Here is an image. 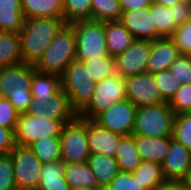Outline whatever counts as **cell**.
<instances>
[{
	"label": "cell",
	"instance_id": "9c48e42d",
	"mask_svg": "<svg viewBox=\"0 0 191 190\" xmlns=\"http://www.w3.org/2000/svg\"><path fill=\"white\" fill-rule=\"evenodd\" d=\"M17 190H37L42 163L28 146L16 144L10 152Z\"/></svg>",
	"mask_w": 191,
	"mask_h": 190
},
{
	"label": "cell",
	"instance_id": "8d00e7d4",
	"mask_svg": "<svg viewBox=\"0 0 191 190\" xmlns=\"http://www.w3.org/2000/svg\"><path fill=\"white\" fill-rule=\"evenodd\" d=\"M174 114L191 112V83L182 84L172 98L167 102Z\"/></svg>",
	"mask_w": 191,
	"mask_h": 190
},
{
	"label": "cell",
	"instance_id": "ffe728a7",
	"mask_svg": "<svg viewBox=\"0 0 191 190\" xmlns=\"http://www.w3.org/2000/svg\"><path fill=\"white\" fill-rule=\"evenodd\" d=\"M107 51L116 57L125 52L134 41L130 31L119 21L105 22Z\"/></svg>",
	"mask_w": 191,
	"mask_h": 190
},
{
	"label": "cell",
	"instance_id": "ab89813d",
	"mask_svg": "<svg viewBox=\"0 0 191 190\" xmlns=\"http://www.w3.org/2000/svg\"><path fill=\"white\" fill-rule=\"evenodd\" d=\"M169 70L181 85L191 83V67L188 55L180 54V56L171 64Z\"/></svg>",
	"mask_w": 191,
	"mask_h": 190
},
{
	"label": "cell",
	"instance_id": "cb8c5ba5",
	"mask_svg": "<svg viewBox=\"0 0 191 190\" xmlns=\"http://www.w3.org/2000/svg\"><path fill=\"white\" fill-rule=\"evenodd\" d=\"M64 169L62 160L42 164L37 190H70L64 177Z\"/></svg>",
	"mask_w": 191,
	"mask_h": 190
},
{
	"label": "cell",
	"instance_id": "7bdbcfd3",
	"mask_svg": "<svg viewBox=\"0 0 191 190\" xmlns=\"http://www.w3.org/2000/svg\"><path fill=\"white\" fill-rule=\"evenodd\" d=\"M6 97L20 114L25 113L33 101L31 89L13 90L12 88Z\"/></svg>",
	"mask_w": 191,
	"mask_h": 190
},
{
	"label": "cell",
	"instance_id": "ba28073f",
	"mask_svg": "<svg viewBox=\"0 0 191 190\" xmlns=\"http://www.w3.org/2000/svg\"><path fill=\"white\" fill-rule=\"evenodd\" d=\"M64 124L61 120L21 113L14 131L15 142L18 145L29 146L44 137L60 136Z\"/></svg>",
	"mask_w": 191,
	"mask_h": 190
},
{
	"label": "cell",
	"instance_id": "74e56055",
	"mask_svg": "<svg viewBox=\"0 0 191 190\" xmlns=\"http://www.w3.org/2000/svg\"><path fill=\"white\" fill-rule=\"evenodd\" d=\"M0 190H17L10 154H0Z\"/></svg>",
	"mask_w": 191,
	"mask_h": 190
},
{
	"label": "cell",
	"instance_id": "484cf974",
	"mask_svg": "<svg viewBox=\"0 0 191 190\" xmlns=\"http://www.w3.org/2000/svg\"><path fill=\"white\" fill-rule=\"evenodd\" d=\"M23 63L19 33L0 31V69Z\"/></svg>",
	"mask_w": 191,
	"mask_h": 190
},
{
	"label": "cell",
	"instance_id": "d6986e66",
	"mask_svg": "<svg viewBox=\"0 0 191 190\" xmlns=\"http://www.w3.org/2000/svg\"><path fill=\"white\" fill-rule=\"evenodd\" d=\"M172 136L148 137L135 135V143L142 161L162 163L171 145Z\"/></svg>",
	"mask_w": 191,
	"mask_h": 190
},
{
	"label": "cell",
	"instance_id": "f35d334b",
	"mask_svg": "<svg viewBox=\"0 0 191 190\" xmlns=\"http://www.w3.org/2000/svg\"><path fill=\"white\" fill-rule=\"evenodd\" d=\"M171 39L174 41L181 54H191V20L177 27Z\"/></svg>",
	"mask_w": 191,
	"mask_h": 190
},
{
	"label": "cell",
	"instance_id": "836d02e7",
	"mask_svg": "<svg viewBox=\"0 0 191 190\" xmlns=\"http://www.w3.org/2000/svg\"><path fill=\"white\" fill-rule=\"evenodd\" d=\"M88 66V73L95 83L112 76L116 73L115 57L107 55L100 58H93L83 61Z\"/></svg>",
	"mask_w": 191,
	"mask_h": 190
},
{
	"label": "cell",
	"instance_id": "d4e9b609",
	"mask_svg": "<svg viewBox=\"0 0 191 190\" xmlns=\"http://www.w3.org/2000/svg\"><path fill=\"white\" fill-rule=\"evenodd\" d=\"M114 157L118 163L120 172L132 173L135 171L142 162L136 147L135 135L123 136L120 139Z\"/></svg>",
	"mask_w": 191,
	"mask_h": 190
},
{
	"label": "cell",
	"instance_id": "8fae6325",
	"mask_svg": "<svg viewBox=\"0 0 191 190\" xmlns=\"http://www.w3.org/2000/svg\"><path fill=\"white\" fill-rule=\"evenodd\" d=\"M126 99L137 108L156 106L166 101L162 98L160 89L153 74L144 73L125 78Z\"/></svg>",
	"mask_w": 191,
	"mask_h": 190
},
{
	"label": "cell",
	"instance_id": "e575fe53",
	"mask_svg": "<svg viewBox=\"0 0 191 190\" xmlns=\"http://www.w3.org/2000/svg\"><path fill=\"white\" fill-rule=\"evenodd\" d=\"M172 138L191 152V112L175 115Z\"/></svg>",
	"mask_w": 191,
	"mask_h": 190
},
{
	"label": "cell",
	"instance_id": "bcb514c9",
	"mask_svg": "<svg viewBox=\"0 0 191 190\" xmlns=\"http://www.w3.org/2000/svg\"><path fill=\"white\" fill-rule=\"evenodd\" d=\"M120 8L122 12L137 10L141 8H148L151 0H119Z\"/></svg>",
	"mask_w": 191,
	"mask_h": 190
},
{
	"label": "cell",
	"instance_id": "f6af8a7d",
	"mask_svg": "<svg viewBox=\"0 0 191 190\" xmlns=\"http://www.w3.org/2000/svg\"><path fill=\"white\" fill-rule=\"evenodd\" d=\"M15 145L14 130L0 126V154H10Z\"/></svg>",
	"mask_w": 191,
	"mask_h": 190
},
{
	"label": "cell",
	"instance_id": "816d5d0a",
	"mask_svg": "<svg viewBox=\"0 0 191 190\" xmlns=\"http://www.w3.org/2000/svg\"><path fill=\"white\" fill-rule=\"evenodd\" d=\"M188 56H189L190 67H191V54H189Z\"/></svg>",
	"mask_w": 191,
	"mask_h": 190
},
{
	"label": "cell",
	"instance_id": "2e32d148",
	"mask_svg": "<svg viewBox=\"0 0 191 190\" xmlns=\"http://www.w3.org/2000/svg\"><path fill=\"white\" fill-rule=\"evenodd\" d=\"M123 136L100 127L93 120H87V138L90 154L114 157Z\"/></svg>",
	"mask_w": 191,
	"mask_h": 190
},
{
	"label": "cell",
	"instance_id": "f546056e",
	"mask_svg": "<svg viewBox=\"0 0 191 190\" xmlns=\"http://www.w3.org/2000/svg\"><path fill=\"white\" fill-rule=\"evenodd\" d=\"M149 9L157 32V39L171 38L175 31L173 8L152 2Z\"/></svg>",
	"mask_w": 191,
	"mask_h": 190
},
{
	"label": "cell",
	"instance_id": "681fc988",
	"mask_svg": "<svg viewBox=\"0 0 191 190\" xmlns=\"http://www.w3.org/2000/svg\"><path fill=\"white\" fill-rule=\"evenodd\" d=\"M155 4L164 5L166 7H171L182 0H151Z\"/></svg>",
	"mask_w": 191,
	"mask_h": 190
},
{
	"label": "cell",
	"instance_id": "60d3db41",
	"mask_svg": "<svg viewBox=\"0 0 191 190\" xmlns=\"http://www.w3.org/2000/svg\"><path fill=\"white\" fill-rule=\"evenodd\" d=\"M19 115L7 97H0V126L15 131Z\"/></svg>",
	"mask_w": 191,
	"mask_h": 190
},
{
	"label": "cell",
	"instance_id": "4fadbf2b",
	"mask_svg": "<svg viewBox=\"0 0 191 190\" xmlns=\"http://www.w3.org/2000/svg\"><path fill=\"white\" fill-rule=\"evenodd\" d=\"M151 41L134 40L130 47L115 57V70L123 78L144 74L147 70Z\"/></svg>",
	"mask_w": 191,
	"mask_h": 190
},
{
	"label": "cell",
	"instance_id": "1f68e13d",
	"mask_svg": "<svg viewBox=\"0 0 191 190\" xmlns=\"http://www.w3.org/2000/svg\"><path fill=\"white\" fill-rule=\"evenodd\" d=\"M121 14L119 0H91V20L119 21Z\"/></svg>",
	"mask_w": 191,
	"mask_h": 190
},
{
	"label": "cell",
	"instance_id": "d6a6232c",
	"mask_svg": "<svg viewBox=\"0 0 191 190\" xmlns=\"http://www.w3.org/2000/svg\"><path fill=\"white\" fill-rule=\"evenodd\" d=\"M63 19L66 24L91 20V0H63Z\"/></svg>",
	"mask_w": 191,
	"mask_h": 190
},
{
	"label": "cell",
	"instance_id": "ac0fdd59",
	"mask_svg": "<svg viewBox=\"0 0 191 190\" xmlns=\"http://www.w3.org/2000/svg\"><path fill=\"white\" fill-rule=\"evenodd\" d=\"M180 54V50L171 38H159L151 41L146 73L154 74L169 69Z\"/></svg>",
	"mask_w": 191,
	"mask_h": 190
},
{
	"label": "cell",
	"instance_id": "d590c367",
	"mask_svg": "<svg viewBox=\"0 0 191 190\" xmlns=\"http://www.w3.org/2000/svg\"><path fill=\"white\" fill-rule=\"evenodd\" d=\"M153 77L160 89L162 98L168 102L179 89L180 82L176 80L169 69L154 73Z\"/></svg>",
	"mask_w": 191,
	"mask_h": 190
},
{
	"label": "cell",
	"instance_id": "7a4b0ae2",
	"mask_svg": "<svg viewBox=\"0 0 191 190\" xmlns=\"http://www.w3.org/2000/svg\"><path fill=\"white\" fill-rule=\"evenodd\" d=\"M73 60H76V38L73 27L70 24H65L34 64V67L41 73L55 74L61 77Z\"/></svg>",
	"mask_w": 191,
	"mask_h": 190
},
{
	"label": "cell",
	"instance_id": "7c38bea8",
	"mask_svg": "<svg viewBox=\"0 0 191 190\" xmlns=\"http://www.w3.org/2000/svg\"><path fill=\"white\" fill-rule=\"evenodd\" d=\"M25 113L41 118L61 120L64 123H69L77 116L62 88L49 98L33 99Z\"/></svg>",
	"mask_w": 191,
	"mask_h": 190
},
{
	"label": "cell",
	"instance_id": "5bb4252c",
	"mask_svg": "<svg viewBox=\"0 0 191 190\" xmlns=\"http://www.w3.org/2000/svg\"><path fill=\"white\" fill-rule=\"evenodd\" d=\"M161 166L167 182H180L191 166V152L181 143L172 139L169 152Z\"/></svg>",
	"mask_w": 191,
	"mask_h": 190
},
{
	"label": "cell",
	"instance_id": "b9f144b4",
	"mask_svg": "<svg viewBox=\"0 0 191 190\" xmlns=\"http://www.w3.org/2000/svg\"><path fill=\"white\" fill-rule=\"evenodd\" d=\"M103 190H146L133 177L132 173L119 172Z\"/></svg>",
	"mask_w": 191,
	"mask_h": 190
},
{
	"label": "cell",
	"instance_id": "f907efd6",
	"mask_svg": "<svg viewBox=\"0 0 191 190\" xmlns=\"http://www.w3.org/2000/svg\"><path fill=\"white\" fill-rule=\"evenodd\" d=\"M70 190H103L102 188L72 187Z\"/></svg>",
	"mask_w": 191,
	"mask_h": 190
},
{
	"label": "cell",
	"instance_id": "277c9868",
	"mask_svg": "<svg viewBox=\"0 0 191 190\" xmlns=\"http://www.w3.org/2000/svg\"><path fill=\"white\" fill-rule=\"evenodd\" d=\"M76 38V60L86 61L109 55L107 51L105 22L80 20L70 24Z\"/></svg>",
	"mask_w": 191,
	"mask_h": 190
},
{
	"label": "cell",
	"instance_id": "7402d4cb",
	"mask_svg": "<svg viewBox=\"0 0 191 190\" xmlns=\"http://www.w3.org/2000/svg\"><path fill=\"white\" fill-rule=\"evenodd\" d=\"M25 19L63 18V0H21Z\"/></svg>",
	"mask_w": 191,
	"mask_h": 190
},
{
	"label": "cell",
	"instance_id": "ee69618b",
	"mask_svg": "<svg viewBox=\"0 0 191 190\" xmlns=\"http://www.w3.org/2000/svg\"><path fill=\"white\" fill-rule=\"evenodd\" d=\"M171 7L173 8L175 30L186 21L191 20V0H182Z\"/></svg>",
	"mask_w": 191,
	"mask_h": 190
},
{
	"label": "cell",
	"instance_id": "30bf717a",
	"mask_svg": "<svg viewBox=\"0 0 191 190\" xmlns=\"http://www.w3.org/2000/svg\"><path fill=\"white\" fill-rule=\"evenodd\" d=\"M137 107L125 99L100 113L93 121L122 136L133 135Z\"/></svg>",
	"mask_w": 191,
	"mask_h": 190
},
{
	"label": "cell",
	"instance_id": "7dc6e473",
	"mask_svg": "<svg viewBox=\"0 0 191 190\" xmlns=\"http://www.w3.org/2000/svg\"><path fill=\"white\" fill-rule=\"evenodd\" d=\"M155 190H183L180 182H166L163 185H160Z\"/></svg>",
	"mask_w": 191,
	"mask_h": 190
},
{
	"label": "cell",
	"instance_id": "44dd1931",
	"mask_svg": "<svg viewBox=\"0 0 191 190\" xmlns=\"http://www.w3.org/2000/svg\"><path fill=\"white\" fill-rule=\"evenodd\" d=\"M24 22L21 0H0V31L19 33Z\"/></svg>",
	"mask_w": 191,
	"mask_h": 190
},
{
	"label": "cell",
	"instance_id": "8992f818",
	"mask_svg": "<svg viewBox=\"0 0 191 190\" xmlns=\"http://www.w3.org/2000/svg\"><path fill=\"white\" fill-rule=\"evenodd\" d=\"M125 99V78L115 73L96 83L89 104L77 116L87 120H94L100 113Z\"/></svg>",
	"mask_w": 191,
	"mask_h": 190
},
{
	"label": "cell",
	"instance_id": "83f0119b",
	"mask_svg": "<svg viewBox=\"0 0 191 190\" xmlns=\"http://www.w3.org/2000/svg\"><path fill=\"white\" fill-rule=\"evenodd\" d=\"M132 175L146 190H155L167 182L162 172V166L157 162L142 161Z\"/></svg>",
	"mask_w": 191,
	"mask_h": 190
},
{
	"label": "cell",
	"instance_id": "52a82bcc",
	"mask_svg": "<svg viewBox=\"0 0 191 190\" xmlns=\"http://www.w3.org/2000/svg\"><path fill=\"white\" fill-rule=\"evenodd\" d=\"M61 160L64 164L87 162L90 151L87 138V119L76 116L65 123L61 134Z\"/></svg>",
	"mask_w": 191,
	"mask_h": 190
},
{
	"label": "cell",
	"instance_id": "e0dca14e",
	"mask_svg": "<svg viewBox=\"0 0 191 190\" xmlns=\"http://www.w3.org/2000/svg\"><path fill=\"white\" fill-rule=\"evenodd\" d=\"M35 67L30 63L7 66L0 69V97H6L10 90L30 89Z\"/></svg>",
	"mask_w": 191,
	"mask_h": 190
},
{
	"label": "cell",
	"instance_id": "5b68a950",
	"mask_svg": "<svg viewBox=\"0 0 191 190\" xmlns=\"http://www.w3.org/2000/svg\"><path fill=\"white\" fill-rule=\"evenodd\" d=\"M174 111L167 102L137 109L133 135L148 137L172 136Z\"/></svg>",
	"mask_w": 191,
	"mask_h": 190
},
{
	"label": "cell",
	"instance_id": "c3c4849f",
	"mask_svg": "<svg viewBox=\"0 0 191 190\" xmlns=\"http://www.w3.org/2000/svg\"><path fill=\"white\" fill-rule=\"evenodd\" d=\"M183 190H191V166L187 170L184 178L180 181Z\"/></svg>",
	"mask_w": 191,
	"mask_h": 190
},
{
	"label": "cell",
	"instance_id": "6da1fadb",
	"mask_svg": "<svg viewBox=\"0 0 191 190\" xmlns=\"http://www.w3.org/2000/svg\"><path fill=\"white\" fill-rule=\"evenodd\" d=\"M65 24L63 18L25 19L19 32L23 62L34 65Z\"/></svg>",
	"mask_w": 191,
	"mask_h": 190
},
{
	"label": "cell",
	"instance_id": "9a60e30c",
	"mask_svg": "<svg viewBox=\"0 0 191 190\" xmlns=\"http://www.w3.org/2000/svg\"><path fill=\"white\" fill-rule=\"evenodd\" d=\"M120 22L130 31L134 40H157L149 7L122 12Z\"/></svg>",
	"mask_w": 191,
	"mask_h": 190
},
{
	"label": "cell",
	"instance_id": "3957f363",
	"mask_svg": "<svg viewBox=\"0 0 191 190\" xmlns=\"http://www.w3.org/2000/svg\"><path fill=\"white\" fill-rule=\"evenodd\" d=\"M62 89L72 110L78 115L90 102L96 83L84 62L73 60L61 76Z\"/></svg>",
	"mask_w": 191,
	"mask_h": 190
},
{
	"label": "cell",
	"instance_id": "f1b7e54d",
	"mask_svg": "<svg viewBox=\"0 0 191 190\" xmlns=\"http://www.w3.org/2000/svg\"><path fill=\"white\" fill-rule=\"evenodd\" d=\"M62 88L61 77L55 74L35 71L31 82L33 99H45L56 94Z\"/></svg>",
	"mask_w": 191,
	"mask_h": 190
},
{
	"label": "cell",
	"instance_id": "4dcf8cb0",
	"mask_svg": "<svg viewBox=\"0 0 191 190\" xmlns=\"http://www.w3.org/2000/svg\"><path fill=\"white\" fill-rule=\"evenodd\" d=\"M42 164L62 158L60 136L44 137L28 146Z\"/></svg>",
	"mask_w": 191,
	"mask_h": 190
},
{
	"label": "cell",
	"instance_id": "4316f807",
	"mask_svg": "<svg viewBox=\"0 0 191 190\" xmlns=\"http://www.w3.org/2000/svg\"><path fill=\"white\" fill-rule=\"evenodd\" d=\"M64 177L70 188H101L87 162L65 164Z\"/></svg>",
	"mask_w": 191,
	"mask_h": 190
},
{
	"label": "cell",
	"instance_id": "603a6c76",
	"mask_svg": "<svg viewBox=\"0 0 191 190\" xmlns=\"http://www.w3.org/2000/svg\"><path fill=\"white\" fill-rule=\"evenodd\" d=\"M87 163L94 173L98 185L103 189L120 172L115 157L100 154H90Z\"/></svg>",
	"mask_w": 191,
	"mask_h": 190
}]
</instances>
